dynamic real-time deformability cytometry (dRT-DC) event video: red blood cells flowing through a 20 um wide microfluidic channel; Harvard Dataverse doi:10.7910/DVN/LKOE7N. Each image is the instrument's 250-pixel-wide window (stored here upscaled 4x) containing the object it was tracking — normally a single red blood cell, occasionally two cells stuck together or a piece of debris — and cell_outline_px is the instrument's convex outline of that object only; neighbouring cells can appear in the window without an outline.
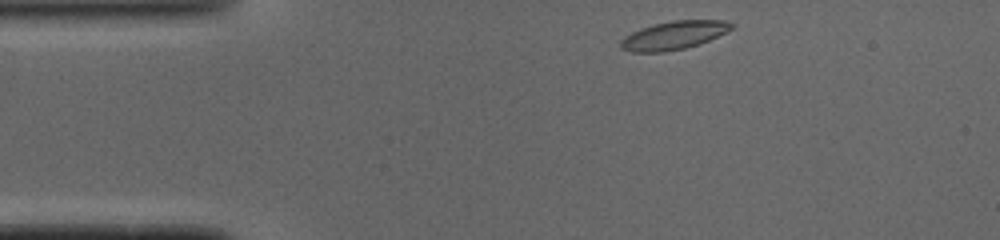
{"species": "common noctule bat (a hibernating species)", "species_latin": "Nyctalus noctula", "temperature_condition": "cold", "stored_images_in_passage": 42, "camera_frame_rate_fps": 3000, "um_per_image_px": 0.085, "animal": {"sex": "male", "body_mass_g": 19.0, "forearm_length_mm": 50.8}, "frame": {"image": 1, "passage_image": 1, "time_ms": 0.0, "image_size_px": [1000, 240], "cell_outline_px": [[736, 24], [732, 28], [708, 40], [684, 48], [664, 52], [632, 52], [620, 48], [620, 40], [624, 36], [640, 28], [672, 20], [724, 20]], "centroid_in_image_um": [57.23, 2.99], "position_along_channel_um": 27.8, "area_um2": 18.09}}
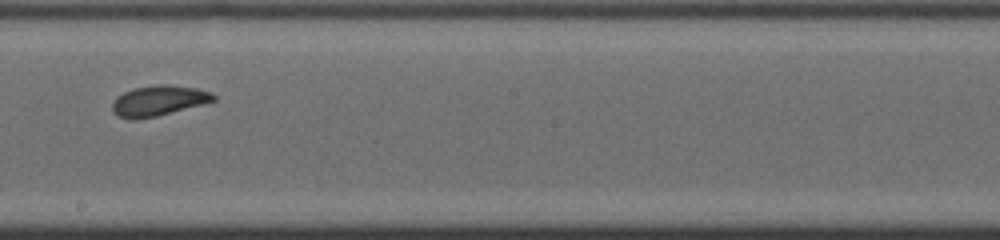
{"frame": {"image": 2, "passage_image": 20, "time_ms": 6.333, "image_size_px": [1000, 240], "cell_outline_px": [[216, 100], [156, 116], [136, 120], [132, 120], [120, 116], [112, 112], [112, 104], [116, 96], [124, 92], [136, 88], [156, 84], [168, 84], [196, 88], [212, 92], [216, 96]], "centroid_in_image_um": [13.46, 8.55], "position_along_channel_um": 234.7, "area_um2": 17.8}}
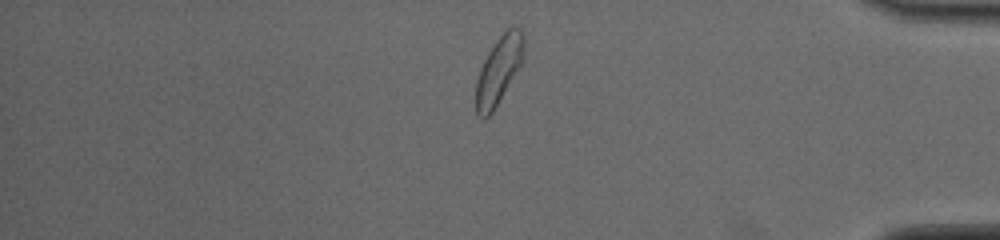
{"frame": {"image": 3, "passage_image": 34, "time_ms": 11.0, "image_size_px": [1000, 240], "cell_outline_px": [[524, 60], [492, 112], [484, 120], [476, 112], [476, 80], [480, 68], [488, 52], [496, 40], [512, 24], [516, 24], [520, 28], [524, 36]], "centroid_in_image_um": [42.42, 5.92], "position_along_channel_um": 392.8, "area_um2": 18.96}, "authors_computed_cell_mechanics": {"area_um2": 18.2648, "velocity_mm_per_s": 4.0596, "shape_relaxation_time_tau1_ms": 2.3814, "shape_relaxation_time_tau2_ms": 3.0448, "deformation_change_tau1": 0.0843, "deformation_change_tau2": 0.0916}}